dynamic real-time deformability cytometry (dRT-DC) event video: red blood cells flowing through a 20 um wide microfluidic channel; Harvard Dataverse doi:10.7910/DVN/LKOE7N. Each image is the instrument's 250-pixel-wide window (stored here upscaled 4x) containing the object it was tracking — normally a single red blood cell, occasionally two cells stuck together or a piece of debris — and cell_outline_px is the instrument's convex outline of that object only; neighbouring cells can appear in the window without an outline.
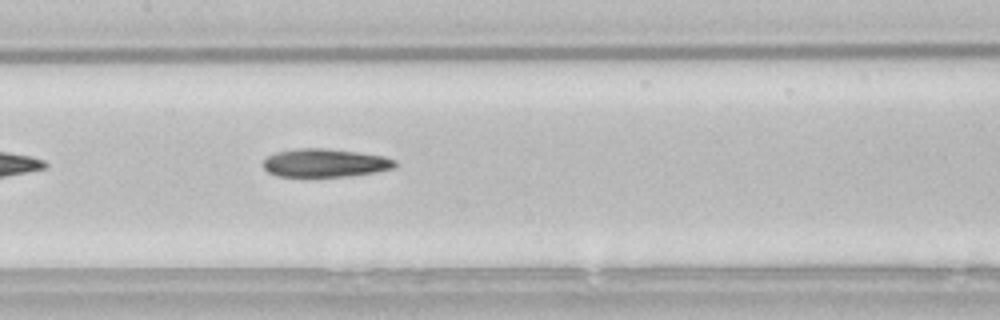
{"species": "common noctule bat (a hibernating species)", "species_latin": "Nyctalus noctula", "temperature_condition": "room temperature", "stored_images_in_passage": 12, "camera_frame_rate_fps": 3000, "um_per_image_px": 0.085, "animal": {"sex": "male", "body_mass_g": 21.5, "forearm_length_mm": 52.0}, "frame": {"image": 1, "passage_image": 9, "time_ms": 2.667, "image_size_px": [1000, 320], "cell_outline_px": [[396, 164], [392, 168], [372, 172], [348, 176], [280, 176], [268, 172], [260, 164], [268, 156], [276, 152], [296, 148], [324, 148], [356, 152], [384, 156], [396, 160]], "centroid_in_image_um": [27.57, 13.84], "position_along_channel_um": 179.8, "area_um2": 21.5}}